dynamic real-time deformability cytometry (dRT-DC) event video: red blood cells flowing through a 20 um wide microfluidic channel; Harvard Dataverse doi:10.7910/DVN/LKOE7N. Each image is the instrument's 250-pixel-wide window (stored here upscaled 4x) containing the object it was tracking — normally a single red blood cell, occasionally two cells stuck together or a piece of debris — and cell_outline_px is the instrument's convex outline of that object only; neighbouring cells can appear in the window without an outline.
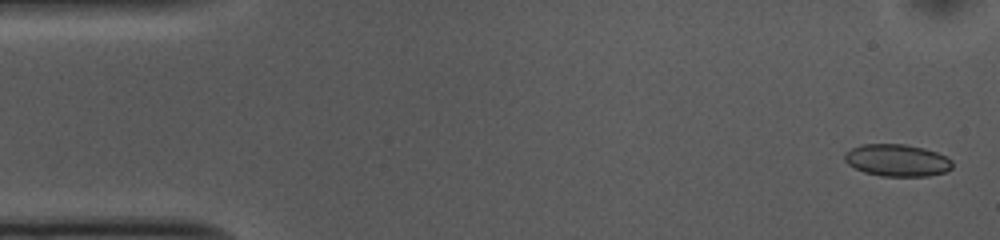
{"species": "common noctule bat (a hibernating species)", "species_latin": "Nyctalus noctula", "temperature_condition": "cold", "stored_images_in_passage": 53, "camera_frame_rate_fps": 3000, "um_per_image_px": 0.085, "animal": {"sex": "female", "body_mass_g": 10.0, "forearm_length_mm": 53.1}, "frame": {"image": 1, "passage_image": 2, "time_ms": 0.333, "image_size_px": [1000, 240], "cell_outline_px": [[952, 168], [944, 172], [928, 176], [880, 176], [864, 172], [848, 164], [844, 160], [844, 152], [860, 144], [904, 144], [924, 148], [936, 152], [952, 160]], "centroid_in_image_um": [76.23, 13.62], "position_along_channel_um": 8.8, "area_um2": 20.17}}
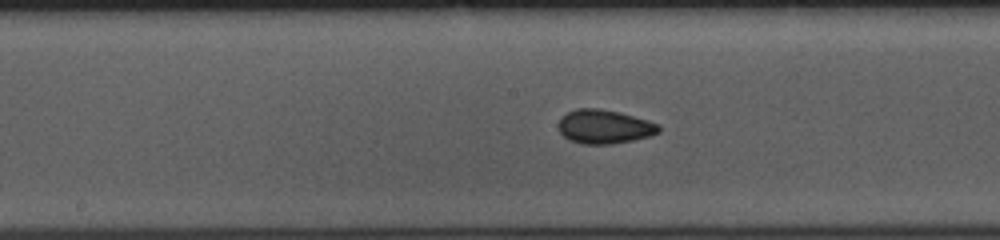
{"frame": {"image": 2, "passage_image": 26, "time_ms": 8.333, "image_size_px": [1000, 240], "cell_outline_px": [[660, 132], [648, 136], [632, 140], [612, 144], [580, 144], [568, 140], [560, 132], [560, 120], [568, 112], [576, 108], [600, 108], [620, 112], [648, 120], [660, 124]], "centroid_in_image_um": [51.39, 10.77], "position_along_channel_um": 196.8, "area_um2": 19.83}}
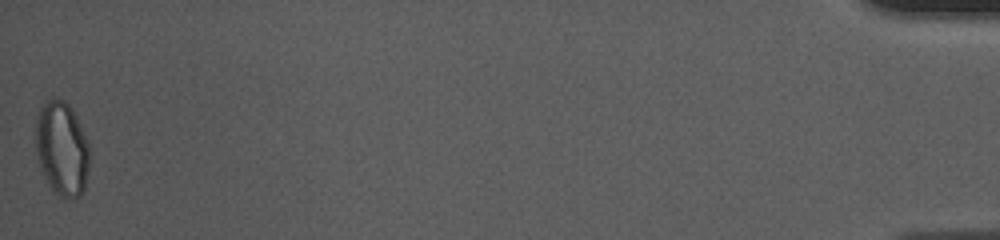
{"frame": {"image": 3, "passage_image": 53, "time_ms": 17.333, "image_size_px": [1000, 240], "cell_outline_px": [[88, 168], [84, 188], [80, 196], [60, 196], [52, 192], [40, 168], [36, 152], [36, 116], [40, 108], [48, 100], [64, 100], [72, 108], [76, 116], [88, 144]], "centroid_in_image_um": [5.23, 12.63], "position_along_channel_um": 430.0, "area_um2": 29.13}, "authors_computed_cell_mechanics": {"area_um2": 19.7676, "velocity_mm_per_s": 3.7174, "shape_relaxation_time_tau1_ms": 5.889, "shape_relaxation_time_tau2_ms": 1.4076, "deformation_change_tau1": 0.1143, "deformation_change_tau2": 0.0617}}